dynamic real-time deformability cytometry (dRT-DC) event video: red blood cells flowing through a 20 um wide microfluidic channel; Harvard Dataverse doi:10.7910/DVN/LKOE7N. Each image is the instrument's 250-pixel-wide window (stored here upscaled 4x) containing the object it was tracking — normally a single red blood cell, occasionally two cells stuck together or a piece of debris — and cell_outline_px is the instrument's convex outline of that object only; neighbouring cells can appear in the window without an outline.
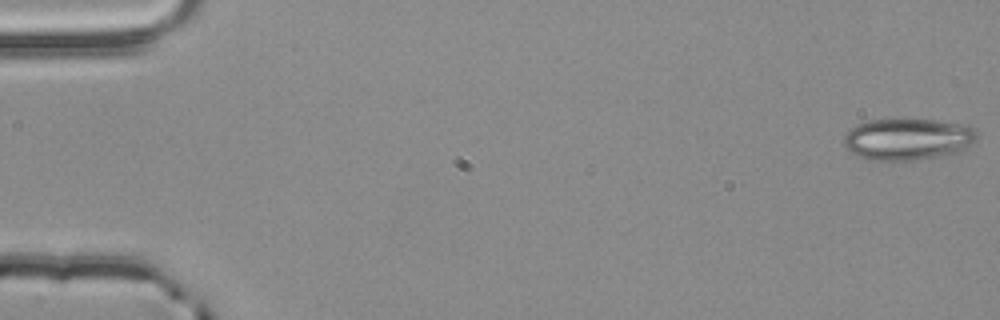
{"species": "common noctule bat (a hibernating species)", "species_latin": "Nyctalus noctula", "temperature_condition": "room temperature", "stored_images_in_passage": 32, "camera_frame_rate_fps": 3000, "um_per_image_px": 0.085, "animal": {"sex": "male", "body_mass_g": 20.4}, "frame": {"image": 1, "passage_image": 1, "time_ms": 0.0, "image_size_px": [1000, 320], "cell_outline_px": [[976, 140], [964, 148], [948, 156], [912, 160], [868, 160], [852, 152], [844, 144], [844, 132], [868, 120], [936, 120], [964, 124], [972, 128], [976, 132]], "centroid_in_image_um": [77.16, 11.84], "position_along_channel_um": 7.8, "area_um2": 32.08}}